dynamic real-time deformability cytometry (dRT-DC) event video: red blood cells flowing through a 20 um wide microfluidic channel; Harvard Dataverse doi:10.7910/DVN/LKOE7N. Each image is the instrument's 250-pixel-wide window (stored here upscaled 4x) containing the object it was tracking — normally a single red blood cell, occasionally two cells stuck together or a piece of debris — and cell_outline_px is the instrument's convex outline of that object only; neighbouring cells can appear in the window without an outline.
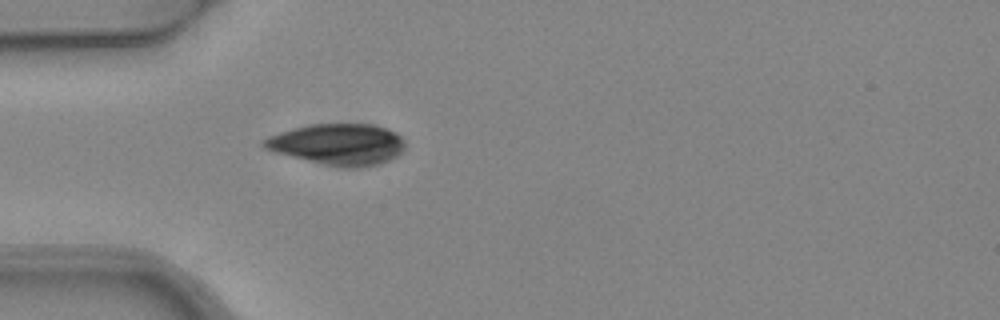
{"species": "common noctule bat (a hibernating species)", "species_latin": "Nyctalus noctula", "temperature_condition": "warm", "stored_images_in_passage": 1, "camera_frame_rate_fps": 3000, "um_per_image_px": 0.085, "animal": {"sex": "female", "body_mass_g": 24.6, "forearm_length_mm": 56.2}, "frame": {"image": 1, "passage_image": 1, "time_ms": 0.0, "image_size_px": [1000, 320], "cell_outline_px": [[404, 148], [396, 156], [380, 164], [356, 168], [348, 168], [324, 164], [272, 152], [264, 148], [260, 144], [260, 140], [268, 136], [292, 128], [312, 124], [372, 124], [396, 132], [404, 140]], "centroid_in_image_um": [28.68, 12.26], "position_along_channel_um": 56.3, "area_um2": 33.93}}